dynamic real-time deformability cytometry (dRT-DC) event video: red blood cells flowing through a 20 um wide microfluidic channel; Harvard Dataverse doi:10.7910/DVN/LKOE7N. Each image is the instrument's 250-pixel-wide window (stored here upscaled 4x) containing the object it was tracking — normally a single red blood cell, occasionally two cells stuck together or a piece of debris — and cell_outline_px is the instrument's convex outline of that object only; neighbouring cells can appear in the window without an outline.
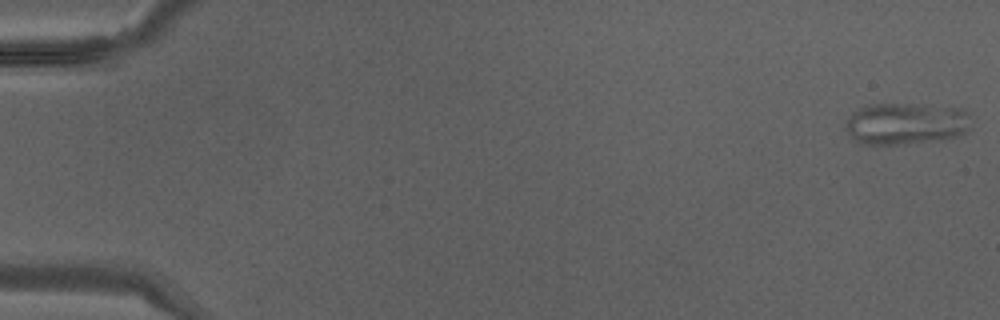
{"species": "Egyptian fruit bat (a non-hibernating species)", "species_latin": "Rousettus aegyptiacus", "temperature_condition": "warm", "stored_images_in_passage": 9, "camera_frame_rate_fps": 3000, "um_per_image_px": 0.085, "animal": {"sex": "male"}, "frame": {"image": 1, "passage_image": 1, "time_ms": 0.0, "image_size_px": [1000, 320], "cell_outline_px": [[968, 128], [964, 136], [944, 140], [904, 144], [860, 144], [852, 140], [844, 124], [860, 108], [868, 104], [924, 104], [964, 108], [968, 112]], "centroid_in_image_um": [77.05, 10.52], "position_along_channel_um": 7.9, "area_um2": 30.98}}